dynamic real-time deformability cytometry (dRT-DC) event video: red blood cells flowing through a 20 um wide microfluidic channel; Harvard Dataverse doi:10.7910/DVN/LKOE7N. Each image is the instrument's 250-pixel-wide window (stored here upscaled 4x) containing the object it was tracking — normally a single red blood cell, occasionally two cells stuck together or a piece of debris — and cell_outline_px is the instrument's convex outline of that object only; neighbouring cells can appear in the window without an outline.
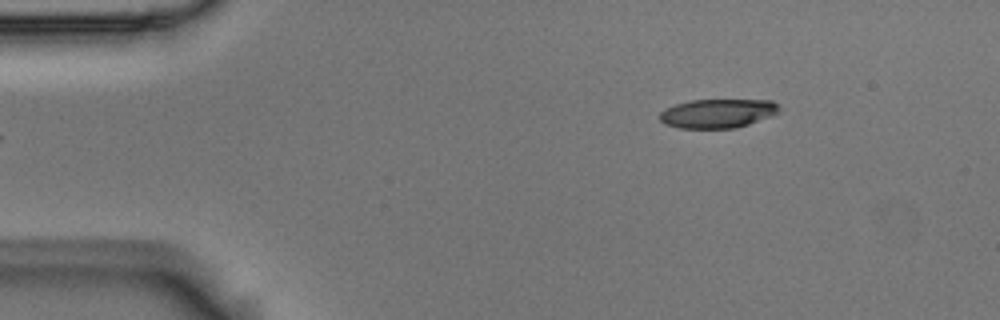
{"species": "Egyptian fruit bat (a non-hibernating species)", "species_latin": "Rousettus aegyptiacus", "temperature_condition": "room temperature", "stored_images_in_passage": 2, "camera_frame_rate_fps": 3000, "um_per_image_px": 0.085, "animal": {"sex": "male"}, "frame": {"image": 1, "passage_image": 2, "time_ms": 0.333, "image_size_px": [1000, 320], "cell_outline_px": [[780, 108], [776, 112], [768, 116], [748, 124], [736, 128], [680, 128], [664, 124], [660, 120], [660, 112], [664, 108], [676, 104], [692, 100], [772, 100]], "centroid_in_image_um": [60.94, 9.64], "position_along_channel_um": 24.1, "area_um2": 19.94}}